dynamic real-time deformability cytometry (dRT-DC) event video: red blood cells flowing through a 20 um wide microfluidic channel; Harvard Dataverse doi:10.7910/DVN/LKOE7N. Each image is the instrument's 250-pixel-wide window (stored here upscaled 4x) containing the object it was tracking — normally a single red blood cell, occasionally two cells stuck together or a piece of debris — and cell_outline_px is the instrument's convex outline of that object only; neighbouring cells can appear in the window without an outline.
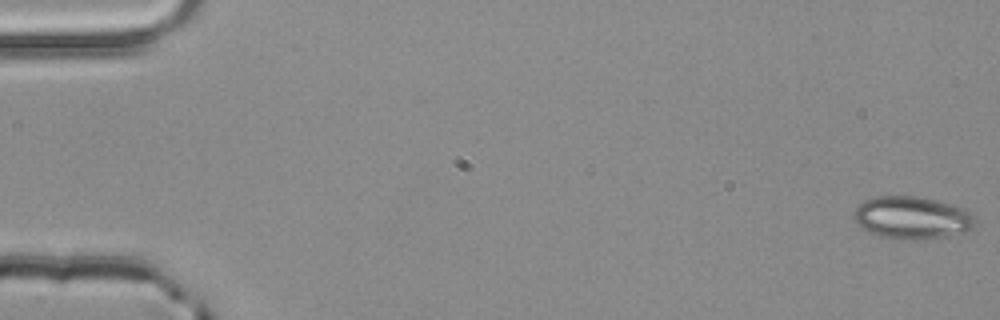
{"species": "common noctule bat (a hibernating species)", "species_latin": "Nyctalus noctula", "temperature_condition": "room temperature", "stored_images_in_passage": 4, "camera_frame_rate_fps": 3000, "um_per_image_px": 0.085, "animal": {"sex": "male", "body_mass_g": 20.4}, "frame": {"image": 1, "passage_image": 1, "time_ms": 0.0, "image_size_px": [1000, 320], "cell_outline_px": [[972, 228], [964, 232], [948, 236], [916, 240], [904, 240], [880, 236], [856, 224], [852, 216], [856, 208], [864, 200], [876, 196], [916, 196], [936, 200], [952, 204], [964, 208], [972, 216]], "centroid_in_image_um": [77.48, 18.5], "position_along_channel_um": 7.5, "area_um2": 29.88}}